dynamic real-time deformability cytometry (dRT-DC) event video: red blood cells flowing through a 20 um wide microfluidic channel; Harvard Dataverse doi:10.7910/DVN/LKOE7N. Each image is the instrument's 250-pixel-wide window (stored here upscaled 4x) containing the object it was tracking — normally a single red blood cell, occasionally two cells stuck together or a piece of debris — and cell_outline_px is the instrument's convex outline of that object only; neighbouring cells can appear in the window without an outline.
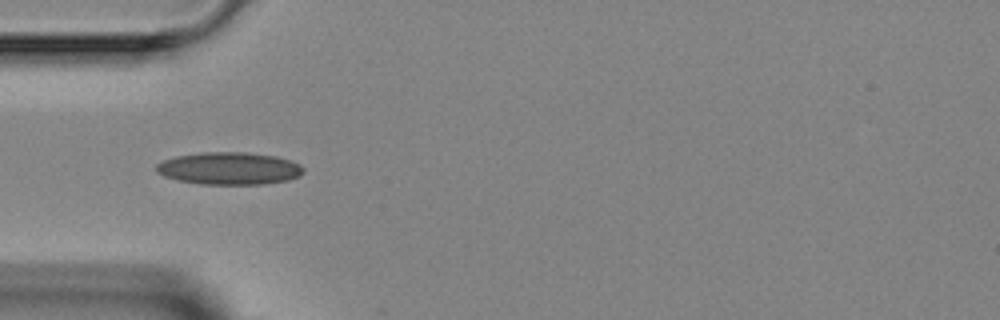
{"species": "Egyptian fruit bat (a non-hibernating species)", "species_latin": "Rousettus aegyptiacus", "temperature_condition": "room temperature", "stored_images_in_passage": 4, "camera_frame_rate_fps": 3000, "um_per_image_px": 0.085, "animal": {"sex": "female"}, "frame": {"image": 1, "passage_image": 4, "time_ms": 3.667, "image_size_px": [1000, 320], "cell_outline_px": [[304, 172], [300, 176], [288, 180], [264, 184], [200, 184], [176, 180], [164, 176], [156, 172], [156, 164], [164, 160], [176, 156], [200, 152], [248, 152], [276, 156], [300, 164], [304, 168]], "centroid_in_image_um": [19.48, 14.31], "position_along_channel_um": 65.5, "area_um2": 27.98}}